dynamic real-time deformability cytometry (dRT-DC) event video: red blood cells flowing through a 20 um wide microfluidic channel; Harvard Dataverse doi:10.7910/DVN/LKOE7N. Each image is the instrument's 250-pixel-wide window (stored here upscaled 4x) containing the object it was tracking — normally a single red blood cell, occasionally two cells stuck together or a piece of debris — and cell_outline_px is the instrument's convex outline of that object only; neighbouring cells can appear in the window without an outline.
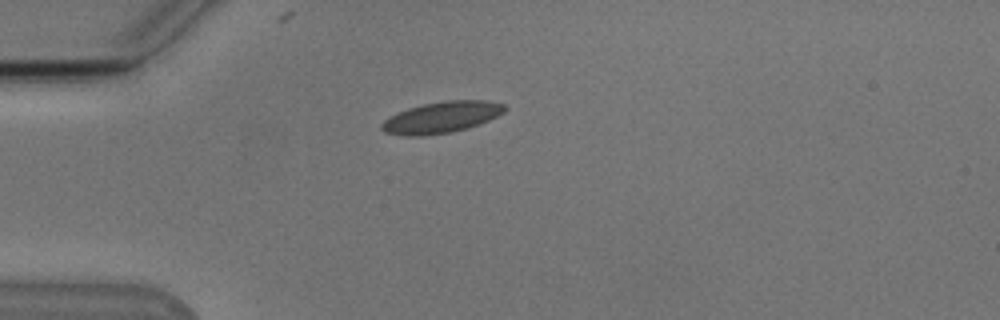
{"species": "Egyptian fruit bat (a non-hibernating species)", "species_latin": "Rousettus aegyptiacus", "temperature_condition": "cold", "stored_images_in_passage": 40, "camera_frame_rate_fps": 3000, "um_per_image_px": 0.085, "animal": {"sex": "male"}, "frame": {"image": 1, "passage_image": 1, "time_ms": 0.0, "image_size_px": [1000, 320], "cell_outline_px": [[508, 108], [504, 112], [488, 120], [464, 128], [448, 132], [420, 136], [408, 136], [384, 132], [380, 128], [380, 124], [388, 116], [396, 112], [408, 108], [424, 104], [444, 100], [488, 100], [504, 104]], "centroid_in_image_um": [37.49, 9.95], "position_along_channel_um": 47.5, "area_um2": 22.31}}
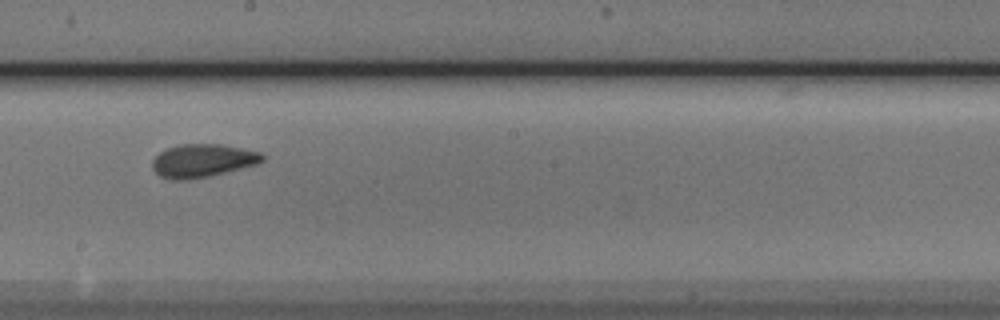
{"frame": {"image": 2, "passage_image": 17, "time_ms": 5.333, "image_size_px": [1000, 320], "cell_outline_px": [[264, 160], [256, 164], [208, 176], [188, 180], [172, 180], [160, 176], [152, 168], [152, 160], [160, 152], [168, 148], [180, 144], [220, 144], [260, 152], [264, 156]], "centroid_in_image_um": [17.18, 13.65], "position_along_channel_um": 231.0, "area_um2": 21.04}}
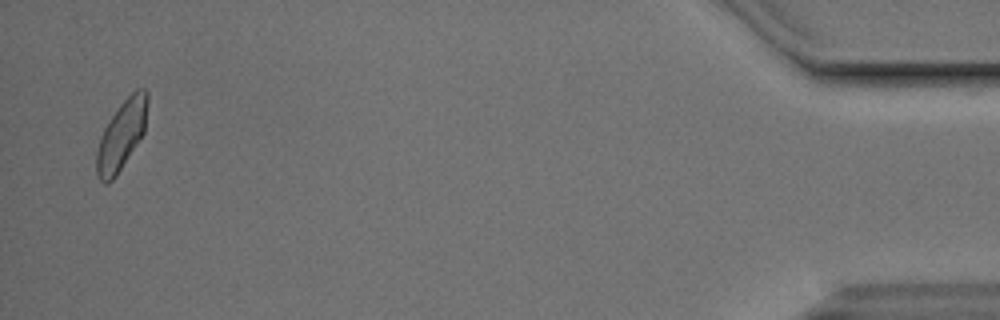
{"frame": {"image": 3, "passage_image": 39, "time_ms": 12.667, "image_size_px": [1000, 320], "cell_outline_px": [[148, 100], [144, 132], [116, 176], [108, 184], [104, 184], [96, 176], [96, 152], [104, 128], [120, 104], [136, 88], [144, 88], [148, 92]], "centroid_in_image_um": [10.32, 11.49], "position_along_channel_um": 424.9, "area_um2": 20.35}, "authors_computed_cell_mechanics": {"area_um2": 20.6346, "velocity_mm_per_s": 3.7987, "shape_relaxation_time_tau1_ms": 4.0899, "shape_relaxation_time_tau2_ms": 1.8094, "deformation_change_tau1": 0.1013, "deformation_change_tau2": 0.0641}}